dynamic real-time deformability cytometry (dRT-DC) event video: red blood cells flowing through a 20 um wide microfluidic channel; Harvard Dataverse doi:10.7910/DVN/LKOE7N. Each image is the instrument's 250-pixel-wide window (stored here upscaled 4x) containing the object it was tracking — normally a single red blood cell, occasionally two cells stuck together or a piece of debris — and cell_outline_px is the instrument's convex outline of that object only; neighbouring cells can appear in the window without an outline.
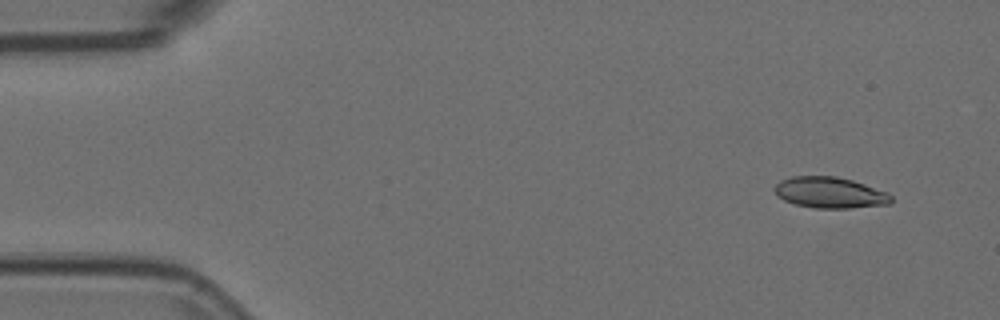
{"species": "Egyptian fruit bat (a non-hibernating species)", "species_latin": "Rousettus aegyptiacus", "temperature_condition": "room temperature", "stored_images_in_passage": 4, "camera_frame_rate_fps": 3000, "um_per_image_px": 0.085, "animal": {"sex": "female"}, "frame": {"image": 1, "passage_image": 1, "time_ms": 0.0, "image_size_px": [1000, 320], "cell_outline_px": [[892, 200], [888, 204], [848, 208], [816, 208], [796, 204], [784, 200], [776, 196], [776, 184], [780, 180], [792, 176], [836, 176], [852, 180], [888, 192], [892, 196]], "centroid_in_image_um": [70.54, 16.36], "position_along_channel_um": 14.5, "area_um2": 20.98}}
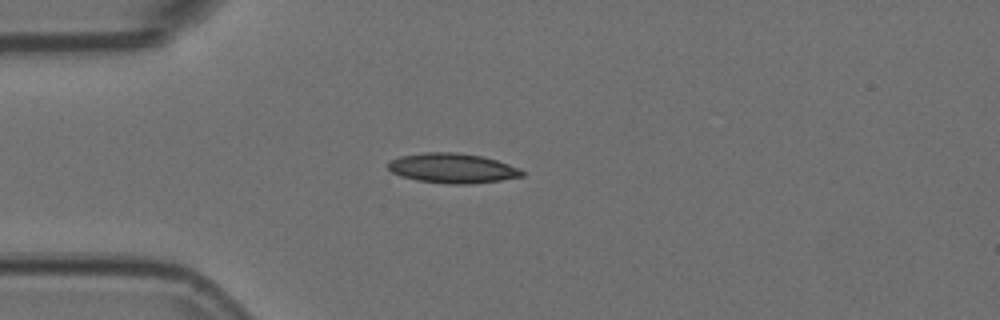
{"frame": {"image": 2, "passage_image": 4, "time_ms": 1.0, "image_size_px": [1000, 320], "cell_outline_px": [[524, 176], [500, 180], [472, 184], [448, 184], [416, 180], [400, 176], [392, 172], [388, 168], [388, 164], [392, 160], [400, 156], [424, 152], [456, 152], [480, 156], [496, 160], [520, 168], [524, 172]], "centroid_in_image_um": [38.46, 14.3], "position_along_channel_um": 46.5, "area_um2": 23.24}}